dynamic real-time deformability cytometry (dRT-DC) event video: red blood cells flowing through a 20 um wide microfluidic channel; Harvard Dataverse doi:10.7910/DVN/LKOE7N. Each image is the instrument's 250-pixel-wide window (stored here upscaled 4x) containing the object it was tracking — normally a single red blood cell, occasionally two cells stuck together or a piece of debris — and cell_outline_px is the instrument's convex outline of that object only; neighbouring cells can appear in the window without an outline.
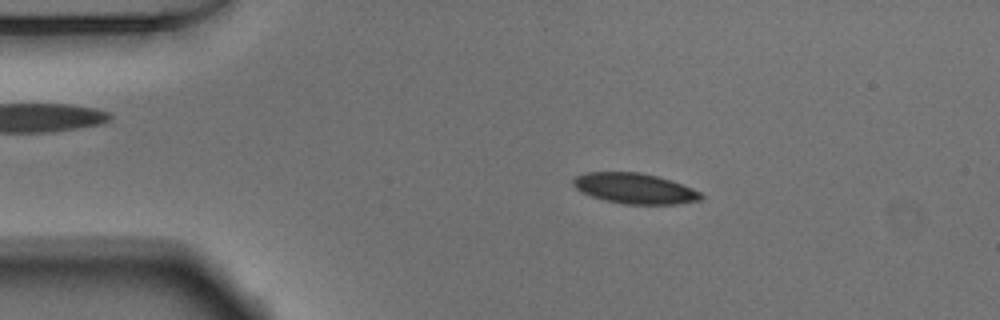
{"species": "Egyptian fruit bat (a non-hibernating species)", "species_latin": "Rousettus aegyptiacus", "temperature_condition": "warm", "stored_images_in_passage": 51, "camera_frame_rate_fps": 3000, "um_per_image_px": 0.085, "animal": {"sex": "male"}, "frame": {"image": 1, "passage_image": 9, "time_ms": 2.667, "image_size_px": [1000, 320], "cell_outline_px": [[704, 196], [700, 200], [676, 204], [624, 204], [604, 200], [592, 196], [576, 188], [572, 184], [572, 180], [576, 176], [584, 172], [640, 172], [672, 180], [692, 188], [700, 192]], "centroid_in_image_um": [53.95, 16.01], "position_along_channel_um": 31.0, "area_um2": 22.66}}
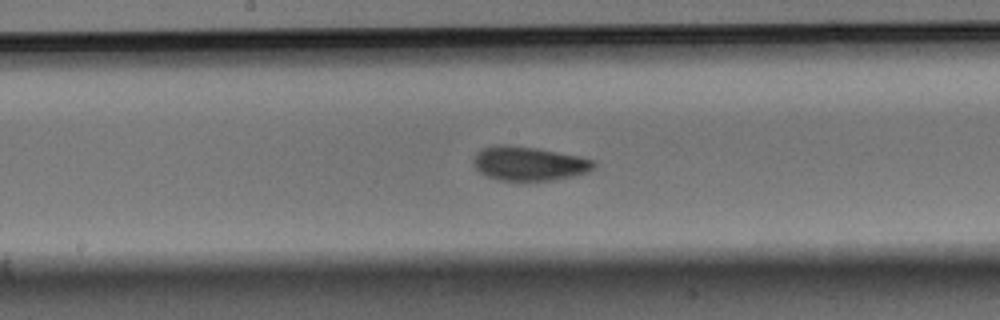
{"frame": {"image": 2, "passage_image": 26, "time_ms": 8.333, "image_size_px": [1000, 320], "cell_outline_px": [[596, 164], [588, 172], [572, 176], [552, 180], [500, 180], [488, 176], [480, 172], [472, 164], [472, 160], [476, 152], [480, 148], [496, 144], [504, 144], [536, 148], [580, 156], [596, 160]], "centroid_in_image_um": [44.93, 13.88], "position_along_channel_um": 203.3, "area_um2": 23.99}}
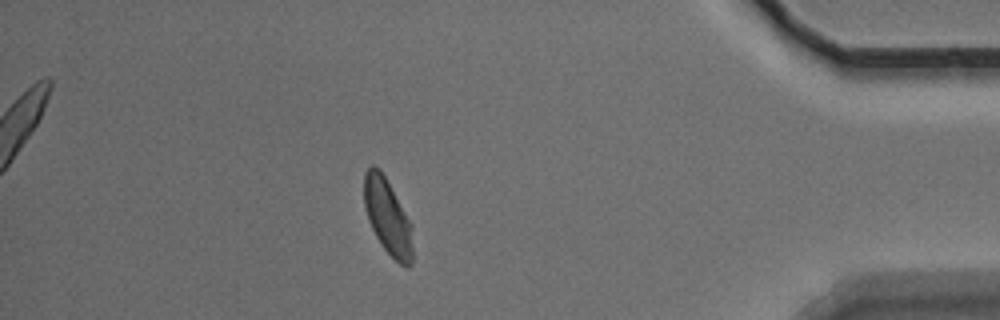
{"frame": {"image": 3, "passage_image": 45, "time_ms": 14.667, "image_size_px": [1000, 320], "cell_outline_px": [[412, 264], [408, 268], [400, 264], [384, 248], [376, 236], [368, 220], [364, 208], [364, 172], [372, 164], [380, 168], [412, 224]], "centroid_in_image_um": [32.94, 18.41], "position_along_channel_um": 402.3, "area_um2": 21.39}, "authors_computed_cell_mechanics": {"area_um2": 22.831, "velocity_mm_per_s": 3.8301, "shape_relaxation_time_tau1_ms": 3.6969, "shape_relaxation_time_tau2_ms": 4.6295, "deformation_change_tau1": 0.0983, "deformation_change_tau2": 0.0981}}